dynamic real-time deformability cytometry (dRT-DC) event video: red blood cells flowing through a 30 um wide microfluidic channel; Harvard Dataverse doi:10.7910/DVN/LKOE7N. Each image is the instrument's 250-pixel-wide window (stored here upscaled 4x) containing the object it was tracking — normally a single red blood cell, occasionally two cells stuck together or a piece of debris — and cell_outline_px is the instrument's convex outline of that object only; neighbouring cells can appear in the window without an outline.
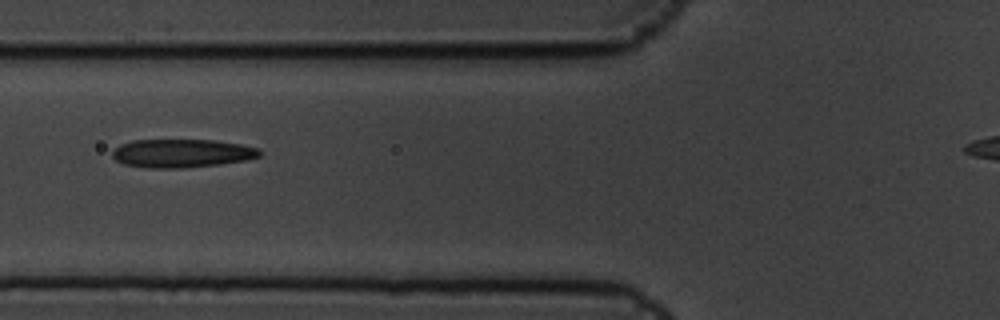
{"species": "common noctule bat (a hibernating species)", "species_latin": "Nyctalus noctula", "temperature_condition": "cold", "stored_images_in_passage": 5, "camera_frame_rate_fps": 3000, "um_per_image_px": 0.085, "animal": {"sex": "male", "body_mass_g": 19.5, "forearm_length_mm": 54.6}, "frame": {"image": 1, "passage_image": 3, "time_ms": 0.667, "image_size_px": [1000, 320], "cell_outline_px": [[260, 156], [244, 160], [220, 164], [184, 168], [148, 168], [124, 164], [116, 160], [112, 156], [112, 152], [120, 144], [132, 140], [216, 140], [240, 144], [256, 148], [260, 152]], "centroid_in_image_um": [15.42, 13.03], "position_along_channel_um": 110.4, "area_um2": 24.28}}
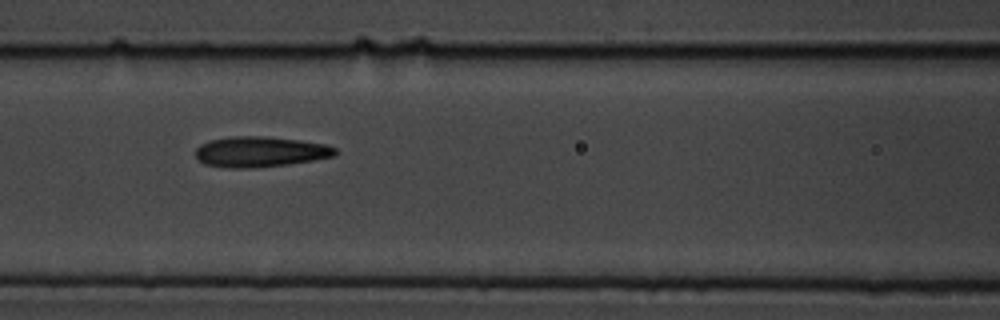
{"frame": {"image": 2, "passage_image": 4, "time_ms": 1.0, "image_size_px": [1000, 320], "cell_outline_px": [[336, 156], [288, 164], [256, 168], [228, 168], [204, 164], [196, 156], [196, 148], [200, 144], [208, 140], [228, 136], [264, 136], [300, 140], [328, 144], [336, 148]], "centroid_in_image_um": [22.11, 12.89], "position_along_channel_um": 144.5, "area_um2": 25.09}}
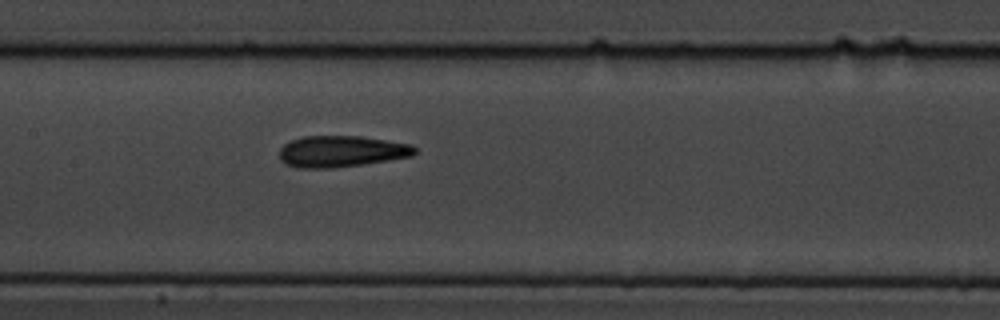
{"frame": {"image": 3, "passage_image": 5, "time_ms": 1.333, "image_size_px": [1000, 320], "cell_outline_px": [[416, 152], [412, 156], [388, 160], [336, 168], [296, 168], [284, 164], [280, 160], [280, 148], [284, 144], [292, 140], [304, 136], [360, 136], [412, 144], [416, 148]], "centroid_in_image_um": [29.0, 12.87], "position_along_channel_um": 178.4, "area_um2": 24.85}}